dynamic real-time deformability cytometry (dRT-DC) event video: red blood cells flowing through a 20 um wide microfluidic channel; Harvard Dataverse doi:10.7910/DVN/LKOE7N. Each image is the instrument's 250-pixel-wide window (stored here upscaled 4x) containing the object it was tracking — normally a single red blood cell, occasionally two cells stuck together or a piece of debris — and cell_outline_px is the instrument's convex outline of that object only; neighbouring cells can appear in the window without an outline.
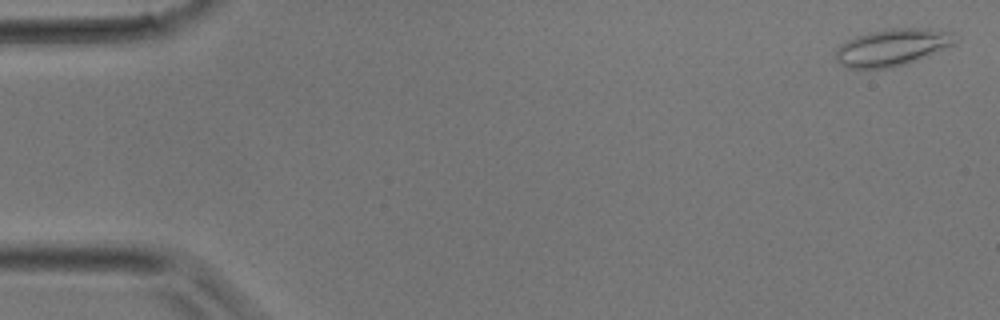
{"species": "common noctule bat (a hibernating species)", "species_latin": "Nyctalus noctula", "temperature_condition": "room temperature", "stored_images_in_passage": 35, "camera_frame_rate_fps": 3000, "um_per_image_px": 0.085, "animal": {"sex": "male", "body_mass_g": 17.9}, "frame": {"image": 1, "passage_image": 1, "time_ms": 0.0, "image_size_px": [1000, 320], "cell_outline_px": [[956, 44], [908, 64], [892, 68], [848, 68], [840, 64], [836, 60], [836, 48], [840, 44], [856, 36], [868, 32], [884, 28], [928, 28], [952, 32]], "centroid_in_image_um": [75.83, 4.02], "position_along_channel_um": 9.2, "area_um2": 26.01}}
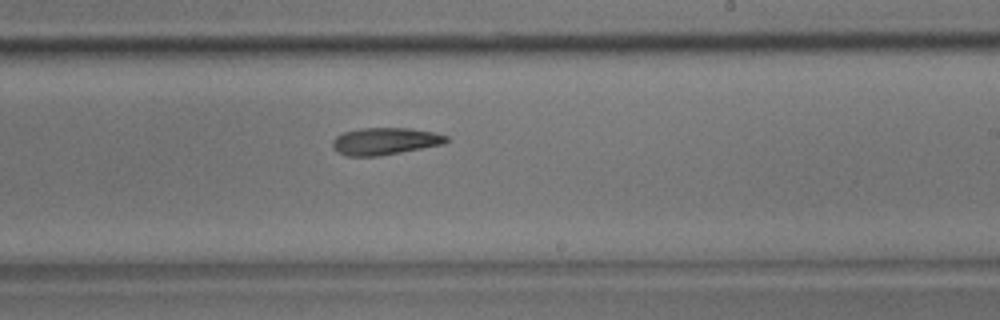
{"frame": {"image": 2, "passage_image": 21, "time_ms": 6.667, "image_size_px": [1000, 320], "cell_outline_px": [[452, 140], [444, 144], [380, 156], [348, 156], [336, 152], [332, 148], [332, 140], [336, 136], [344, 132], [360, 128], [408, 128], [436, 132], [448, 136]], "centroid_in_image_um": [32.74, 12.0], "position_along_channel_um": 256.3, "area_um2": 18.26}}
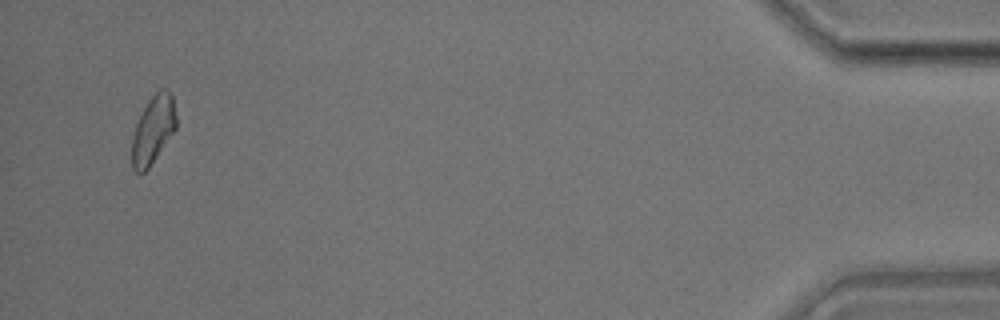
{"frame": {"image": 3, "passage_image": 34, "time_ms": 11.0, "image_size_px": [1000, 320], "cell_outline_px": [[176, 128], [148, 168], [140, 176], [132, 168], [132, 136], [136, 124], [148, 100], [160, 88], [168, 88], [172, 96], [176, 116]], "centroid_in_image_um": [13.0, 11.02], "position_along_channel_um": 422.2, "area_um2": 17.4}}